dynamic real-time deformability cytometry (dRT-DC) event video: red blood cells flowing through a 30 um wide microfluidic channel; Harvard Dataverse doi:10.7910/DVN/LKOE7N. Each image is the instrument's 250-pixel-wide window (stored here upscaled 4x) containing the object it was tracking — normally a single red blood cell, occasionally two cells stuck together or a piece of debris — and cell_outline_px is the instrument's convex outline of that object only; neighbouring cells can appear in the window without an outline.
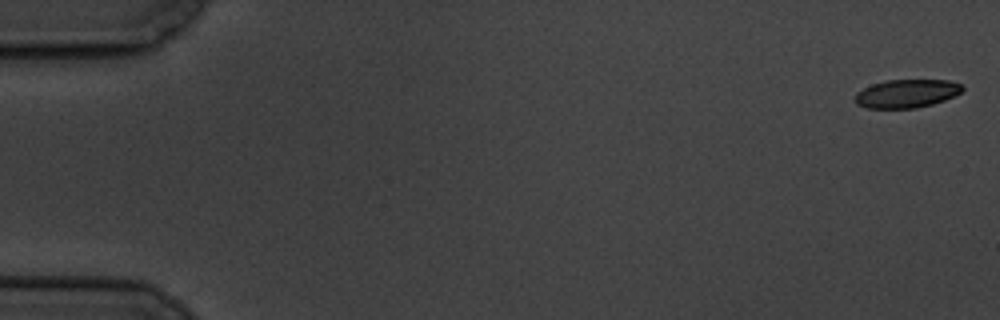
{"species": "common noctule bat (a hibernating species)", "species_latin": "Nyctalus noctula", "temperature_condition": "cold", "stored_images_in_passage": 5, "camera_frame_rate_fps": 3000, "um_per_image_px": 0.085, "animal": {"sex": "male", "body_mass_g": 19.5, "forearm_length_mm": 54.6}, "frame": {"image": 1, "passage_image": 1, "time_ms": 0.0, "image_size_px": [1000, 320], "cell_outline_px": [[964, 88], [960, 92], [944, 100], [932, 104], [916, 108], [868, 108], [856, 104], [856, 92], [872, 84], [888, 80], [948, 80], [960, 84]], "centroid_in_image_um": [77.05, 7.95], "position_along_channel_um": 8.0, "area_um2": 17.51}}
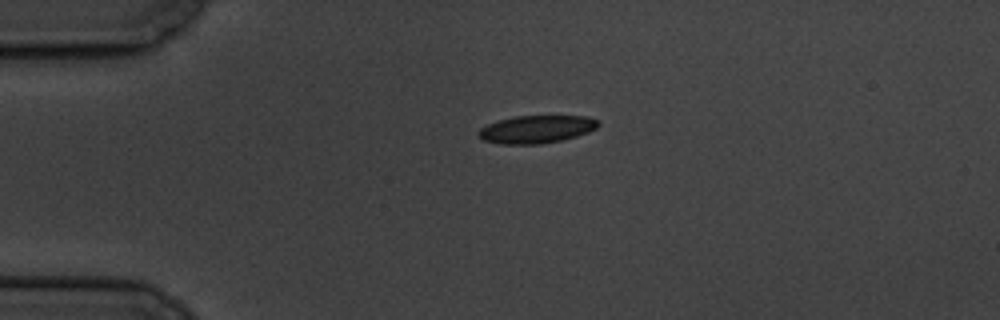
{"frame": {"image": 2, "passage_image": 4, "time_ms": 4.333, "image_size_px": [1000, 320], "cell_outline_px": [[600, 124], [596, 128], [588, 132], [576, 136], [560, 140], [540, 144], [500, 144], [484, 140], [476, 132], [480, 128], [488, 124], [500, 120], [516, 116], [588, 116], [596, 120]], "centroid_in_image_um": [45.59, 10.99], "position_along_channel_um": 39.4, "area_um2": 19.19}}